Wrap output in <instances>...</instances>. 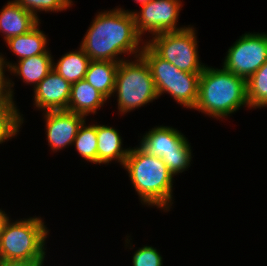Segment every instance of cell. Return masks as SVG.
I'll use <instances>...</instances> for the list:
<instances>
[{
	"label": "cell",
	"instance_id": "cell-1",
	"mask_svg": "<svg viewBox=\"0 0 267 266\" xmlns=\"http://www.w3.org/2000/svg\"><path fill=\"white\" fill-rule=\"evenodd\" d=\"M89 26L79 46L91 60L120 63L123 54L140 56L148 40L137 33L132 11L119 6L96 13Z\"/></svg>",
	"mask_w": 267,
	"mask_h": 266
},
{
	"label": "cell",
	"instance_id": "cell-2",
	"mask_svg": "<svg viewBox=\"0 0 267 266\" xmlns=\"http://www.w3.org/2000/svg\"><path fill=\"white\" fill-rule=\"evenodd\" d=\"M142 205L169 212L174 202V176L161 158L150 155L139 146L130 147L123 167Z\"/></svg>",
	"mask_w": 267,
	"mask_h": 266
},
{
	"label": "cell",
	"instance_id": "cell-3",
	"mask_svg": "<svg viewBox=\"0 0 267 266\" xmlns=\"http://www.w3.org/2000/svg\"><path fill=\"white\" fill-rule=\"evenodd\" d=\"M242 107L250 109L247 80L223 67L206 65L200 75L198 99L193 109L222 121Z\"/></svg>",
	"mask_w": 267,
	"mask_h": 266
},
{
	"label": "cell",
	"instance_id": "cell-4",
	"mask_svg": "<svg viewBox=\"0 0 267 266\" xmlns=\"http://www.w3.org/2000/svg\"><path fill=\"white\" fill-rule=\"evenodd\" d=\"M48 236L40 216L9 218L0 232V260H46Z\"/></svg>",
	"mask_w": 267,
	"mask_h": 266
},
{
	"label": "cell",
	"instance_id": "cell-5",
	"mask_svg": "<svg viewBox=\"0 0 267 266\" xmlns=\"http://www.w3.org/2000/svg\"><path fill=\"white\" fill-rule=\"evenodd\" d=\"M112 96L117 97L121 115L159 99L149 65L141 55L119 63Z\"/></svg>",
	"mask_w": 267,
	"mask_h": 266
},
{
	"label": "cell",
	"instance_id": "cell-6",
	"mask_svg": "<svg viewBox=\"0 0 267 266\" xmlns=\"http://www.w3.org/2000/svg\"><path fill=\"white\" fill-rule=\"evenodd\" d=\"M141 56L149 65L158 97L169 94L182 108L192 109L198 99L201 73H187L161 58L147 43Z\"/></svg>",
	"mask_w": 267,
	"mask_h": 266
},
{
	"label": "cell",
	"instance_id": "cell-7",
	"mask_svg": "<svg viewBox=\"0 0 267 266\" xmlns=\"http://www.w3.org/2000/svg\"><path fill=\"white\" fill-rule=\"evenodd\" d=\"M139 147L161 158L173 176L187 171L192 162V147L188 138L177 128L155 126L140 138Z\"/></svg>",
	"mask_w": 267,
	"mask_h": 266
},
{
	"label": "cell",
	"instance_id": "cell-8",
	"mask_svg": "<svg viewBox=\"0 0 267 266\" xmlns=\"http://www.w3.org/2000/svg\"><path fill=\"white\" fill-rule=\"evenodd\" d=\"M193 25L176 32L152 36L146 43L163 59L187 73H202L206 64L199 57L197 30Z\"/></svg>",
	"mask_w": 267,
	"mask_h": 266
},
{
	"label": "cell",
	"instance_id": "cell-9",
	"mask_svg": "<svg viewBox=\"0 0 267 266\" xmlns=\"http://www.w3.org/2000/svg\"><path fill=\"white\" fill-rule=\"evenodd\" d=\"M222 67L247 80L267 61V33L245 32L227 50Z\"/></svg>",
	"mask_w": 267,
	"mask_h": 266
},
{
	"label": "cell",
	"instance_id": "cell-10",
	"mask_svg": "<svg viewBox=\"0 0 267 266\" xmlns=\"http://www.w3.org/2000/svg\"><path fill=\"white\" fill-rule=\"evenodd\" d=\"M181 0H150L140 5L139 11H132L137 33L142 37L147 34L150 37L164 32H176L187 28L178 27V19L182 10Z\"/></svg>",
	"mask_w": 267,
	"mask_h": 266
},
{
	"label": "cell",
	"instance_id": "cell-11",
	"mask_svg": "<svg viewBox=\"0 0 267 266\" xmlns=\"http://www.w3.org/2000/svg\"><path fill=\"white\" fill-rule=\"evenodd\" d=\"M46 138L50 150L54 153L72 146L85 116L67 110L43 112Z\"/></svg>",
	"mask_w": 267,
	"mask_h": 266
},
{
	"label": "cell",
	"instance_id": "cell-12",
	"mask_svg": "<svg viewBox=\"0 0 267 266\" xmlns=\"http://www.w3.org/2000/svg\"><path fill=\"white\" fill-rule=\"evenodd\" d=\"M71 84L52 70L35 88L33 105L36 110H67Z\"/></svg>",
	"mask_w": 267,
	"mask_h": 266
},
{
	"label": "cell",
	"instance_id": "cell-13",
	"mask_svg": "<svg viewBox=\"0 0 267 266\" xmlns=\"http://www.w3.org/2000/svg\"><path fill=\"white\" fill-rule=\"evenodd\" d=\"M51 50H47L44 54L35 55L17 61H9L0 52V59L8 67V72L12 76H18L24 83L33 85L35 88L52 70L54 57ZM6 58V59H5Z\"/></svg>",
	"mask_w": 267,
	"mask_h": 266
},
{
	"label": "cell",
	"instance_id": "cell-14",
	"mask_svg": "<svg viewBox=\"0 0 267 266\" xmlns=\"http://www.w3.org/2000/svg\"><path fill=\"white\" fill-rule=\"evenodd\" d=\"M40 21L15 0H10L0 11V33L4 36L5 42L12 37L29 32Z\"/></svg>",
	"mask_w": 267,
	"mask_h": 266
},
{
	"label": "cell",
	"instance_id": "cell-15",
	"mask_svg": "<svg viewBox=\"0 0 267 266\" xmlns=\"http://www.w3.org/2000/svg\"><path fill=\"white\" fill-rule=\"evenodd\" d=\"M97 133V165L109 164L112 161L120 163L123 167L125 160L129 154L130 147L124 148L123 138L118 129L108 125L96 124Z\"/></svg>",
	"mask_w": 267,
	"mask_h": 266
},
{
	"label": "cell",
	"instance_id": "cell-16",
	"mask_svg": "<svg viewBox=\"0 0 267 266\" xmlns=\"http://www.w3.org/2000/svg\"><path fill=\"white\" fill-rule=\"evenodd\" d=\"M108 101L86 80L82 79L71 84L70 99L67 111L83 115H96L97 111Z\"/></svg>",
	"mask_w": 267,
	"mask_h": 266
},
{
	"label": "cell",
	"instance_id": "cell-17",
	"mask_svg": "<svg viewBox=\"0 0 267 266\" xmlns=\"http://www.w3.org/2000/svg\"><path fill=\"white\" fill-rule=\"evenodd\" d=\"M41 22H39L29 32L12 37L5 41L6 46L18 56V60L28 58L35 55L44 54L49 48L48 37L44 31L40 30Z\"/></svg>",
	"mask_w": 267,
	"mask_h": 266
},
{
	"label": "cell",
	"instance_id": "cell-18",
	"mask_svg": "<svg viewBox=\"0 0 267 266\" xmlns=\"http://www.w3.org/2000/svg\"><path fill=\"white\" fill-rule=\"evenodd\" d=\"M118 66L119 62L91 60L84 80L109 100L114 92Z\"/></svg>",
	"mask_w": 267,
	"mask_h": 266
},
{
	"label": "cell",
	"instance_id": "cell-19",
	"mask_svg": "<svg viewBox=\"0 0 267 266\" xmlns=\"http://www.w3.org/2000/svg\"><path fill=\"white\" fill-rule=\"evenodd\" d=\"M91 59L79 46L78 50L64 53L55 63L53 70L70 84L84 79Z\"/></svg>",
	"mask_w": 267,
	"mask_h": 266
},
{
	"label": "cell",
	"instance_id": "cell-20",
	"mask_svg": "<svg viewBox=\"0 0 267 266\" xmlns=\"http://www.w3.org/2000/svg\"><path fill=\"white\" fill-rule=\"evenodd\" d=\"M23 123V114L15 101L0 102V144L16 137Z\"/></svg>",
	"mask_w": 267,
	"mask_h": 266
},
{
	"label": "cell",
	"instance_id": "cell-21",
	"mask_svg": "<svg viewBox=\"0 0 267 266\" xmlns=\"http://www.w3.org/2000/svg\"><path fill=\"white\" fill-rule=\"evenodd\" d=\"M88 125V126H87ZM75 149L87 162L97 165V133L96 123L86 124V120L80 126L78 133L73 141Z\"/></svg>",
	"mask_w": 267,
	"mask_h": 266
},
{
	"label": "cell",
	"instance_id": "cell-22",
	"mask_svg": "<svg viewBox=\"0 0 267 266\" xmlns=\"http://www.w3.org/2000/svg\"><path fill=\"white\" fill-rule=\"evenodd\" d=\"M247 99L250 110L267 107V61L247 79Z\"/></svg>",
	"mask_w": 267,
	"mask_h": 266
},
{
	"label": "cell",
	"instance_id": "cell-23",
	"mask_svg": "<svg viewBox=\"0 0 267 266\" xmlns=\"http://www.w3.org/2000/svg\"><path fill=\"white\" fill-rule=\"evenodd\" d=\"M23 9L39 19L38 12L57 13L73 6V0H15Z\"/></svg>",
	"mask_w": 267,
	"mask_h": 266
},
{
	"label": "cell",
	"instance_id": "cell-24",
	"mask_svg": "<svg viewBox=\"0 0 267 266\" xmlns=\"http://www.w3.org/2000/svg\"><path fill=\"white\" fill-rule=\"evenodd\" d=\"M132 266H163V257L156 247L143 245L134 252Z\"/></svg>",
	"mask_w": 267,
	"mask_h": 266
},
{
	"label": "cell",
	"instance_id": "cell-25",
	"mask_svg": "<svg viewBox=\"0 0 267 266\" xmlns=\"http://www.w3.org/2000/svg\"><path fill=\"white\" fill-rule=\"evenodd\" d=\"M8 71L6 64L0 59V102L14 101V81L5 75Z\"/></svg>",
	"mask_w": 267,
	"mask_h": 266
},
{
	"label": "cell",
	"instance_id": "cell-26",
	"mask_svg": "<svg viewBox=\"0 0 267 266\" xmlns=\"http://www.w3.org/2000/svg\"><path fill=\"white\" fill-rule=\"evenodd\" d=\"M46 260H0V266H44Z\"/></svg>",
	"mask_w": 267,
	"mask_h": 266
},
{
	"label": "cell",
	"instance_id": "cell-27",
	"mask_svg": "<svg viewBox=\"0 0 267 266\" xmlns=\"http://www.w3.org/2000/svg\"><path fill=\"white\" fill-rule=\"evenodd\" d=\"M9 216L10 215L5 213V211H3L2 208L0 209V232L2 231L7 220L10 218Z\"/></svg>",
	"mask_w": 267,
	"mask_h": 266
},
{
	"label": "cell",
	"instance_id": "cell-28",
	"mask_svg": "<svg viewBox=\"0 0 267 266\" xmlns=\"http://www.w3.org/2000/svg\"><path fill=\"white\" fill-rule=\"evenodd\" d=\"M136 3H139V5L144 4L146 2H149L150 0H133Z\"/></svg>",
	"mask_w": 267,
	"mask_h": 266
}]
</instances>
